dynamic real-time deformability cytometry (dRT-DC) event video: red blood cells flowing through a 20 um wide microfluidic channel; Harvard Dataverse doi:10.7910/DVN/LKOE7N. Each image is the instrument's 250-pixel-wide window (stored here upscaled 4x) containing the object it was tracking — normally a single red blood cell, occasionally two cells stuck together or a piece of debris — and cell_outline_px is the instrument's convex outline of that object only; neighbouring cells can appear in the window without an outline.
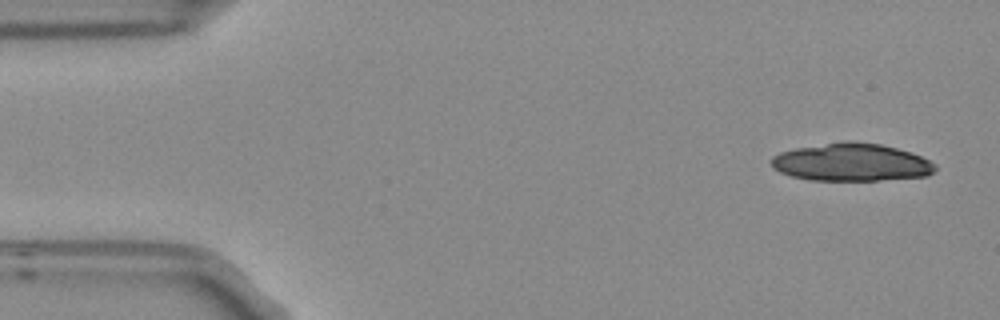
{"species": "Egyptian fruit bat (a non-hibernating species)", "species_latin": "Rousettus aegyptiacus", "temperature_condition": "room temperature", "stored_images_in_passage": 4, "camera_frame_rate_fps": 3000, "um_per_image_px": 0.085, "frame": {"image": 1, "passage_image": 1, "time_ms": 0.0, "image_size_px": [1000, 320], "cell_outline_px": [[936, 168], [928, 176], [876, 180], [812, 180], [792, 176], [780, 172], [772, 168], [768, 160], [772, 156], [780, 152], [796, 148], [844, 140], [856, 140], [880, 144], [912, 152], [936, 164]], "centroid_in_image_um": [72.33, 13.78], "position_along_channel_um": 12.7, "area_um2": 36.3}}